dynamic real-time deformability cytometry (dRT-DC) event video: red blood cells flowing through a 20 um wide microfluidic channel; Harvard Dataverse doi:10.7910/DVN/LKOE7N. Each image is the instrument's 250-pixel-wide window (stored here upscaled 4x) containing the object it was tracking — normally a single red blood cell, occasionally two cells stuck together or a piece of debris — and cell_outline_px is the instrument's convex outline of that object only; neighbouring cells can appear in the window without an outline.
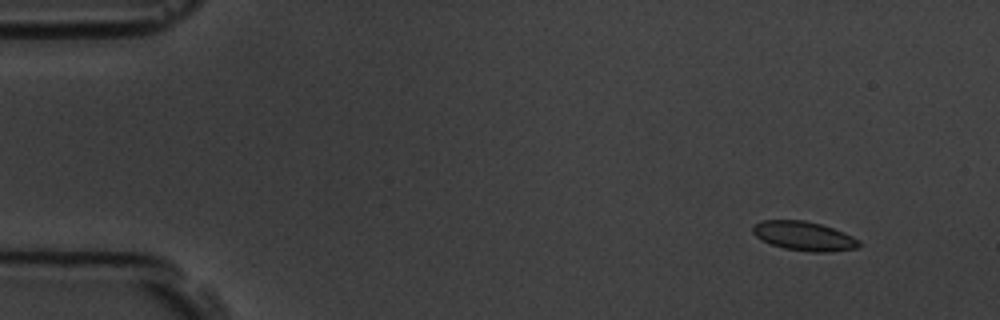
{"species": "common noctule bat (a hibernating species)", "species_latin": "Nyctalus noctula", "temperature_condition": "room temperature", "stored_images_in_passage": 4, "camera_frame_rate_fps": 3000, "um_per_image_px": 0.085, "animal": {"sex": "male", "body_mass_g": 19.5, "forearm_length_mm": 54.6}, "frame": {"image": 1, "passage_image": 1, "time_ms": 0.0, "image_size_px": [1000, 320], "cell_outline_px": [[860, 248], [828, 252], [812, 252], [784, 248], [772, 244], [756, 236], [752, 232], [752, 224], [760, 220], [804, 220], [820, 224], [844, 232], [860, 240]], "centroid_in_image_um": [68.35, 20.06], "position_along_channel_um": 16.7, "area_um2": 18.09}}